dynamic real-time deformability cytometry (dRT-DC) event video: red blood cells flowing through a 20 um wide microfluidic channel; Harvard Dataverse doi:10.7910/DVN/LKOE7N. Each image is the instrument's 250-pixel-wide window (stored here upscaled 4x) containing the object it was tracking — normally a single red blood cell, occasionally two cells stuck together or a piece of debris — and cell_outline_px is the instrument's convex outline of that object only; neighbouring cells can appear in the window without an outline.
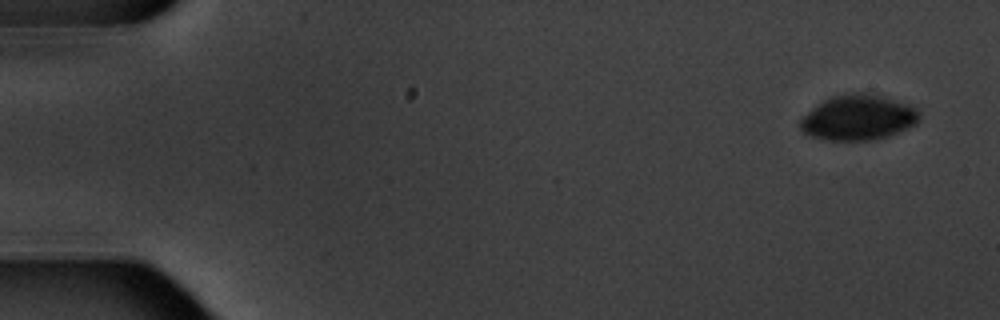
{"species": "common noctule bat (a hibernating species)", "species_latin": "Nyctalus noctula", "temperature_condition": "warm", "stored_images_in_passage": 5, "camera_frame_rate_fps": 3000, "um_per_image_px": 0.085, "animal": {"sex": "male", "body_mass_g": 20.1, "forearm_length_mm": 53.5}, "frame": {"image": 1, "passage_image": 1, "time_ms": 0.0, "image_size_px": [1000, 320], "cell_outline_px": [[920, 116], [916, 124], [908, 128], [888, 136], [872, 140], [824, 140], [812, 136], [804, 132], [800, 128], [800, 120], [816, 104], [832, 96], [860, 92], [876, 92], [912, 104], [920, 112]], "centroid_in_image_um": [73.01, 9.96], "position_along_channel_um": 12.0, "area_um2": 31.91}}